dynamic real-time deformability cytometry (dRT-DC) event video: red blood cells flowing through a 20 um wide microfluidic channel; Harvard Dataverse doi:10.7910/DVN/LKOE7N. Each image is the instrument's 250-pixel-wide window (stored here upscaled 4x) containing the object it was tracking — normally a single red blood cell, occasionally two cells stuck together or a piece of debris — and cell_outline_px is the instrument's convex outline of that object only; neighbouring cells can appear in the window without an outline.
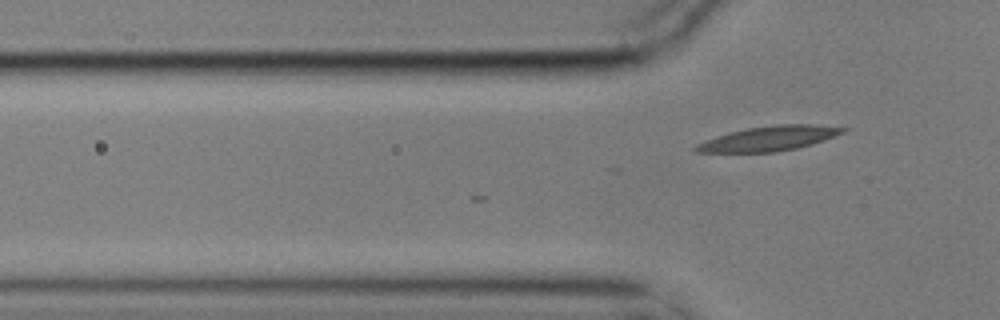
{"species": "common noctule bat (a hibernating species)", "species_latin": "Nyctalus noctula", "temperature_condition": "cold", "stored_images_in_passage": 4, "camera_frame_rate_fps": 3000, "um_per_image_px": 0.085, "animal": {"sex": "male", "body_mass_g": 17.9}, "frame": {"image": 1, "passage_image": 4, "time_ms": 1.0, "image_size_px": [1000, 320], "cell_outline_px": [[848, 128], [844, 132], [824, 140], [812, 144], [796, 148], [776, 152], [692, 152], [692, 148], [696, 144], [704, 140], [728, 132], [748, 128], [776, 124], [812, 124]], "centroid_in_image_um": [65.31, 11.77], "position_along_channel_um": 60.5, "area_um2": 21.21}}